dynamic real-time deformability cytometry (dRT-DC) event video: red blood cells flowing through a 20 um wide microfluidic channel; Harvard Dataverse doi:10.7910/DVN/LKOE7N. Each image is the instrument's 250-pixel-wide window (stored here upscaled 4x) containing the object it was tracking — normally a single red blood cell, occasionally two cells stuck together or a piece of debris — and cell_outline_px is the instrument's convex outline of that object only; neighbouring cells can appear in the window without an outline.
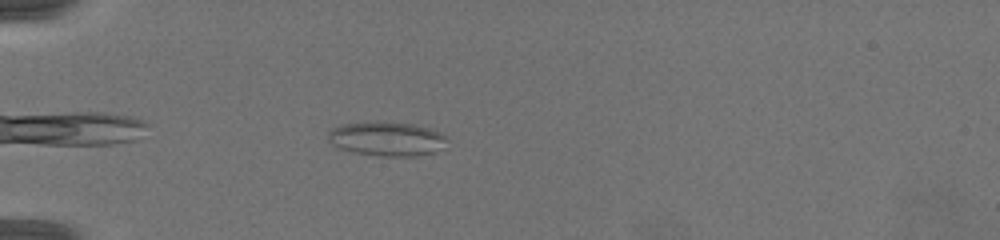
{"species": "common noctule bat (a hibernating species)", "species_latin": "Nyctalus noctula", "temperature_condition": "warm", "stored_images_in_passage": 50, "camera_frame_rate_fps": 3000, "um_per_image_px": 0.085, "animal": {"sex": "female", "body_mass_g": 19.5, "forearm_length_mm": 54.1}, "frame": {"image": 1, "passage_image": 6, "time_ms": 1.0, "image_size_px": [1000, 240], "cell_outline_px": [[448, 136], [436, 152], [416, 156], [380, 156], [352, 152], [340, 148], [332, 144], [328, 140], [328, 132], [332, 128], [344, 124], [412, 124], [428, 128]], "centroid_in_image_um": [32.86, 11.85], "position_along_channel_um": 52.1, "area_um2": 22.77}}
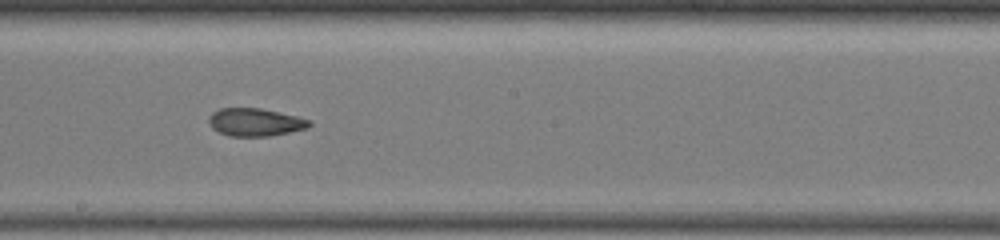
{"frame": {"image": 2, "passage_image": 23, "time_ms": 5.667, "image_size_px": [1000, 240], "cell_outline_px": [[312, 124], [308, 128], [268, 136], [228, 136], [212, 128], [208, 120], [208, 116], [212, 112], [220, 108], [260, 108], [296, 116], [312, 120]], "centroid_in_image_um": [21.68, 10.38], "position_along_channel_um": 226.5, "area_um2": 16.3}}
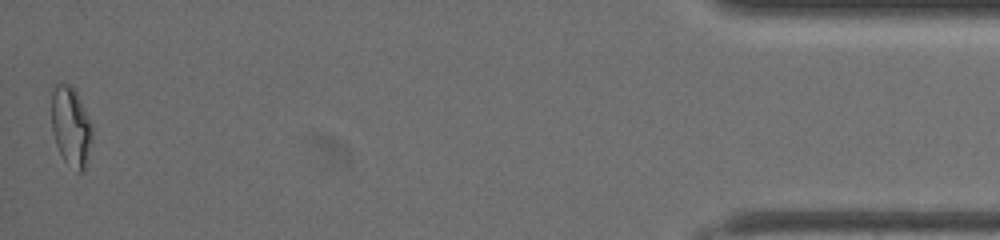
{"frame": {"image": 3, "passage_image": 50, "time_ms": 12.333, "image_size_px": [1000, 240], "cell_outline_px": [[92, 140], [88, 160], [84, 168], [80, 172], [76, 172], [64, 160], [56, 144], [52, 128], [52, 92], [56, 84], [68, 84], [76, 88], [92, 124]], "centroid_in_image_um": [6.06, 10.74], "position_along_channel_um": 429.1, "area_um2": 19.02}, "authors_computed_cell_mechanics": {"area_um2": 16.9065, "velocity_mm_per_s": 4.2539, "shape_relaxation_time_tau1_ms": null, "shape_relaxation_time_tau2_ms": 2.0901, "deformation_change_tau1": null, "deformation_change_tau2": 0.0868}}